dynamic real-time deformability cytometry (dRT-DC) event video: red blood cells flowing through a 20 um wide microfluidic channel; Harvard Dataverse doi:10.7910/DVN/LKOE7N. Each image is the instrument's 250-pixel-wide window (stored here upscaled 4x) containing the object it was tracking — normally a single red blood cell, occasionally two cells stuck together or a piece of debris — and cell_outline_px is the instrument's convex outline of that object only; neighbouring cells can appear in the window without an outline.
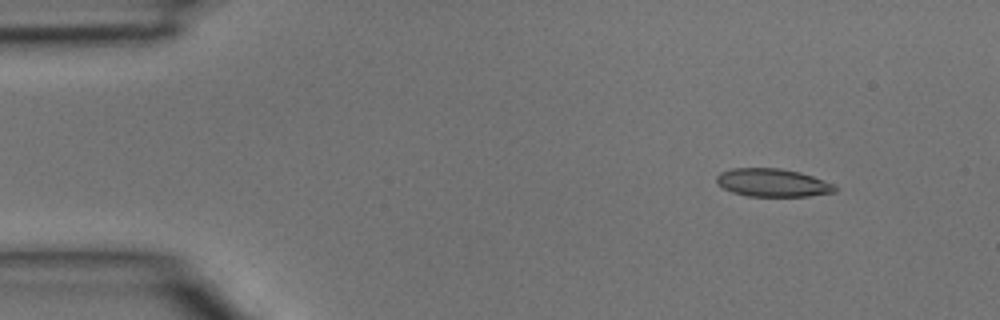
{"species": "common noctule bat (a hibernating species)", "species_latin": "Nyctalus noctula", "temperature_condition": "room temperature", "stored_images_in_passage": 4, "camera_frame_rate_fps": 3000, "um_per_image_px": 0.085, "animal": {"sex": "male", "body_mass_g": 15.6}, "frame": {"image": 1, "passage_image": 2, "time_ms": 0.333, "image_size_px": [1000, 320], "cell_outline_px": [[836, 192], [808, 196], [748, 196], [732, 192], [724, 188], [716, 180], [716, 176], [720, 172], [732, 168], [780, 168], [800, 172], [836, 184]], "centroid_in_image_um": [65.7, 15.52], "position_along_channel_um": 19.3, "area_um2": 19.36}}